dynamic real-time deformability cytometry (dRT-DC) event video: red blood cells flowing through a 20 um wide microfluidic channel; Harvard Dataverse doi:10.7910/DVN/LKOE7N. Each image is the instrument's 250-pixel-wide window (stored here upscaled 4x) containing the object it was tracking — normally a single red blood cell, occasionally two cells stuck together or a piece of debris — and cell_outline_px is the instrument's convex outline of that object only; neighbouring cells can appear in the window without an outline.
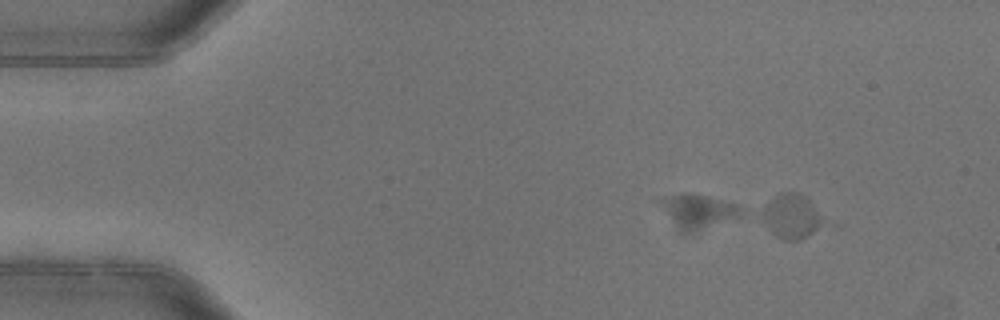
{"species": "common noctule bat (a hibernating species)", "species_latin": "Nyctalus noctula", "temperature_condition": "warm", "stored_images_in_passage": 5, "camera_frame_rate_fps": 3000, "um_per_image_px": 0.085, "animal": {"sex": "female"}, "frame": {"image": 1, "passage_image": 1, "time_ms": 0.0, "image_size_px": [1000, 320], "cell_outline_px": [[824, 224], [800, 240], [784, 240], [776, 236], [772, 232], [764, 220], [764, 208], [772, 196], [780, 192], [800, 192], [812, 204]], "centroid_in_image_um": [67.26, 18.37], "position_along_channel_um": 17.7, "area_um2": 15.2}}
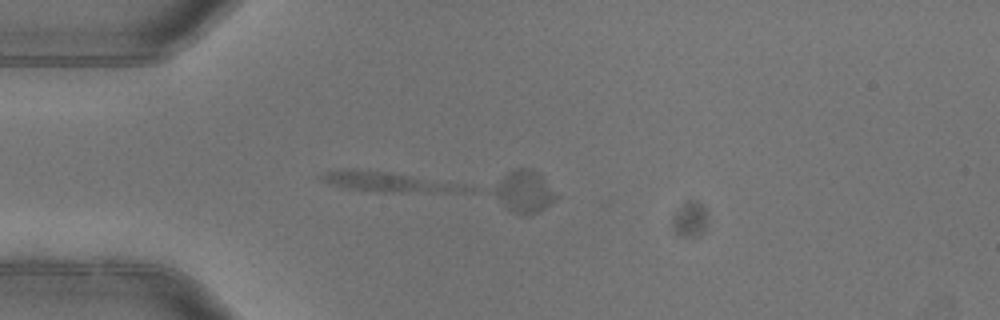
{"frame": {"image": 2, "passage_image": 3, "time_ms": 0.667, "image_size_px": [1000, 320], "cell_outline_px": [[476, 192], [376, 192], [344, 188], [328, 184], [320, 180], [320, 176], [328, 172], [384, 172], [464, 184], [476, 188]], "centroid_in_image_um": [33.25, 15.54], "position_along_channel_um": 51.7, "area_um2": 16.01}}
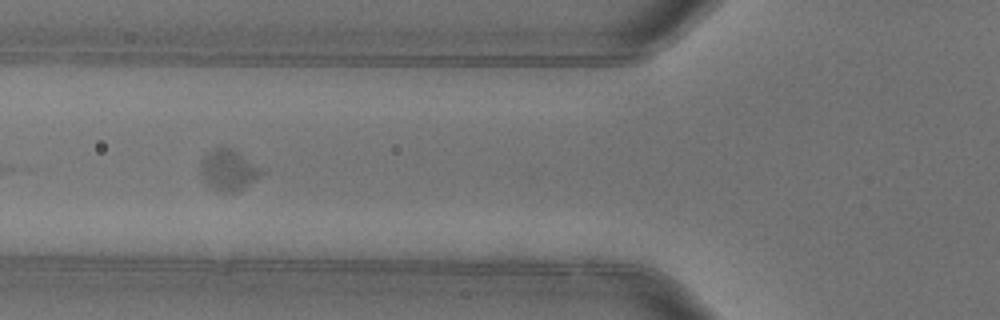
{"frame": {"image": 3, "passage_image": 5, "time_ms": 1.333, "image_size_px": [1000, 320], "cell_outline_px": [[264, 172], [244, 188], [236, 192], [220, 192], [212, 188], [204, 180], [200, 172], [204, 160], [208, 152], [216, 148], [228, 148], [236, 152]], "centroid_in_image_um": [19.4, 14.51], "position_along_channel_um": 106.4, "area_um2": 13.64}}